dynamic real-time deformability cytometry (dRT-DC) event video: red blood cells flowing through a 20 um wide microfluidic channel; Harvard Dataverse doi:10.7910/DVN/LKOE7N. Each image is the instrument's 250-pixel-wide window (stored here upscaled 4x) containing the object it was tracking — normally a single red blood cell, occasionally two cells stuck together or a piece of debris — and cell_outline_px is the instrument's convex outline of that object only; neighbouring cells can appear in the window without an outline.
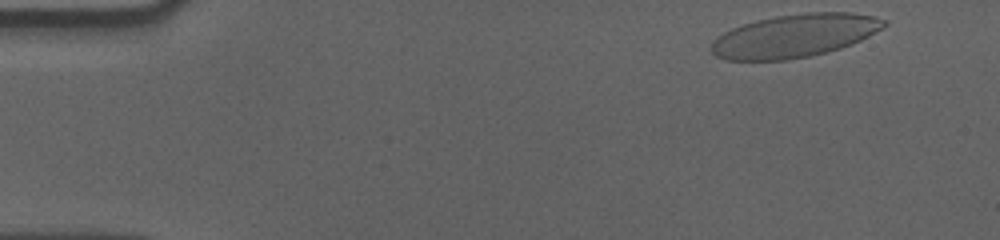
{"species": "human", "species_latin": "Homo sapiens", "temperature_condition": "cold", "stored_images_in_passage": 53, "camera_frame_rate_fps": 3000, "um_per_image_px": 0.085, "donor": {"sex": "male"}, "frame": {"image": 1, "passage_image": 1, "time_ms": 0.0, "image_size_px": [1000, 240], "cell_outline_px": [[888, 24], [884, 28], [852, 44], [828, 52], [788, 60], [728, 60], [716, 56], [712, 52], [712, 44], [724, 32], [732, 28], [756, 20], [776, 16], [808, 12], [852, 12], [872, 16], [888, 20]], "centroid_in_image_um": [67.6, 3.03], "position_along_channel_um": 17.4, "area_um2": 43.23}}
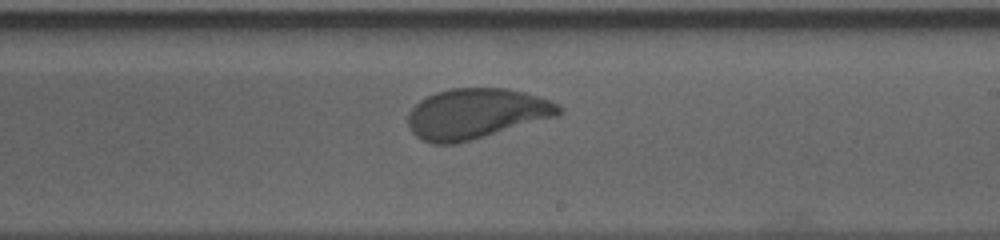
{"frame": {"image": 2, "passage_image": 30, "time_ms": 9.667, "image_size_px": [1000, 240], "cell_outline_px": [[564, 112], [556, 116], [472, 140], [456, 144], [432, 144], [416, 136], [408, 128], [408, 112], [420, 100], [436, 92], [452, 88], [504, 88], [524, 92], [552, 100], [560, 104], [564, 108]], "centroid_in_image_um": [40.48, 9.66], "position_along_channel_um": 248.5, "area_um2": 44.33}}
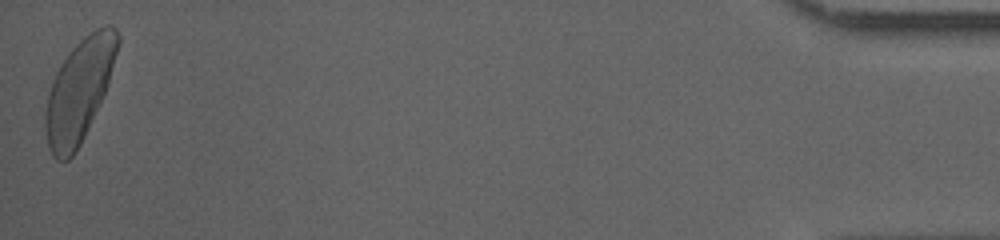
{"frame": {"image": 3, "passage_image": 53, "time_ms": 17.333, "image_size_px": [1000, 240], "cell_outline_px": [[120, 44], [108, 84], [88, 128], [76, 152], [68, 160], [56, 160], [52, 156], [48, 148], [44, 128], [44, 112], [48, 92], [52, 80], [60, 64], [68, 52], [84, 36], [96, 28], [104, 24], [112, 24], [116, 28], [120, 36]], "centroid_in_image_um": [6.72, 7.66], "position_along_channel_um": 428.5, "area_um2": 43.47}, "authors_computed_cell_mechanics": {"area_um2": 44.0436, "velocity_mm_per_s": 3.5275, "shape_relaxation_time_tau1_ms": 4.3016, "shape_relaxation_time_tau2_ms": null, "deformation_change_tau1": 0.1572, "deformation_change_tau2": null}}